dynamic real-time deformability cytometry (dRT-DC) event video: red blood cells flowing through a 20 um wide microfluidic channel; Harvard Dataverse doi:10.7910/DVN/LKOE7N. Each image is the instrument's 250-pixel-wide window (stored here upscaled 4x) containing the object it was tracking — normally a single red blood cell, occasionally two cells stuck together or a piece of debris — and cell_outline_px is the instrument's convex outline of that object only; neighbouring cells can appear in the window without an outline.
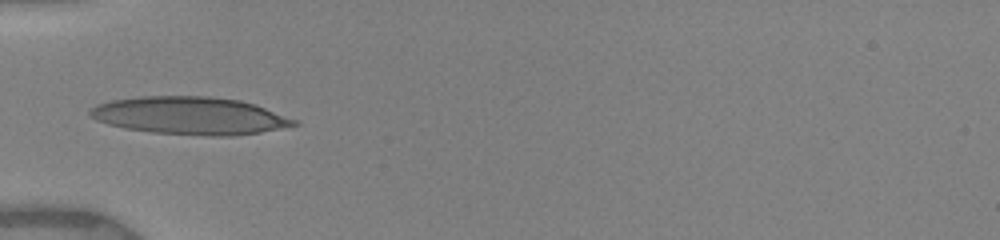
{"species": "human", "species_latin": "Homo sapiens", "temperature_condition": "warm", "stored_images_in_passage": 38, "camera_frame_rate_fps": 3000, "um_per_image_px": 0.085, "donor": {"sex": "female"}, "frame": {"image": 1, "passage_image": 1, "time_ms": 0.0, "image_size_px": [1000, 240], "cell_outline_px": [[300, 124], [260, 132], [232, 136], [208, 136], [152, 132], [124, 128], [108, 124], [96, 120], [88, 116], [88, 112], [96, 104], [112, 100], [140, 96], [208, 96], [240, 100], [256, 104], [300, 120]], "centroid_in_image_um": [16.17, 9.83], "position_along_channel_um": 68.8, "area_um2": 45.08}}
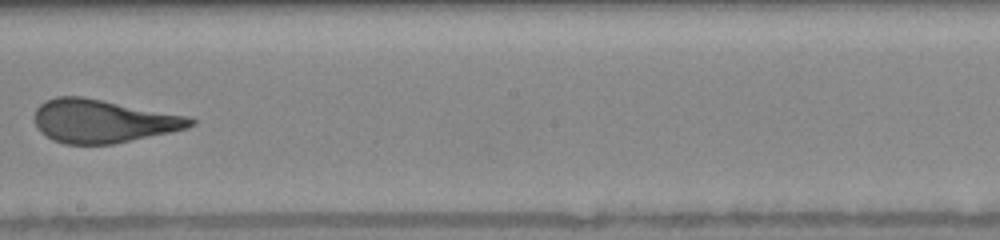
{"frame": {"image": 2, "passage_image": 17, "time_ms": 4.333, "image_size_px": [1000, 240], "cell_outline_px": [[196, 124], [188, 128], [112, 144], [64, 144], [52, 140], [40, 132], [36, 128], [32, 116], [36, 108], [40, 104], [56, 96], [80, 96], [192, 116], [196, 120]], "centroid_in_image_um": [8.74, 10.29], "position_along_channel_um": 239.5, "area_um2": 39.59}}
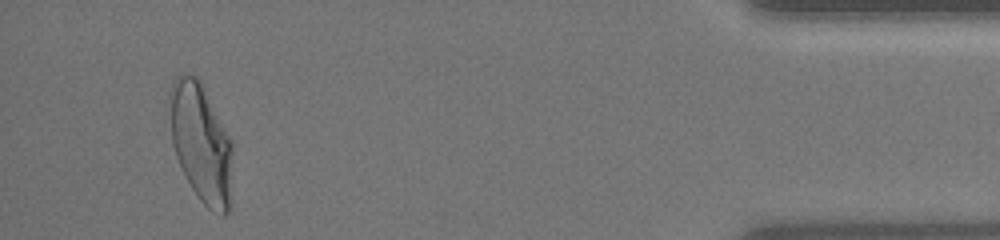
{"frame": {"image": 3, "passage_image": 36, "time_ms": 10.333, "image_size_px": [1000, 240], "cell_outline_px": [[232, 204], [228, 212], [224, 216], [220, 216], [208, 208], [196, 196], [176, 156], [172, 144], [168, 96], [168, 92], [176, 76], [184, 72], [188, 72], [196, 76], [200, 80], [232, 140]], "centroid_in_image_um": [17.11, 12.15], "position_along_channel_um": 418.1, "area_um2": 44.39}, "authors_computed_cell_mechanics": {"area_um2": 40.8068, "velocity_mm_per_s": 3.9751, "shape_relaxation_time_tau1_ms": 6.2391, "shape_relaxation_time_tau2_ms": 1.0026, "deformation_change_tau1": 0.2733, "deformation_change_tau2": 0.0932}}